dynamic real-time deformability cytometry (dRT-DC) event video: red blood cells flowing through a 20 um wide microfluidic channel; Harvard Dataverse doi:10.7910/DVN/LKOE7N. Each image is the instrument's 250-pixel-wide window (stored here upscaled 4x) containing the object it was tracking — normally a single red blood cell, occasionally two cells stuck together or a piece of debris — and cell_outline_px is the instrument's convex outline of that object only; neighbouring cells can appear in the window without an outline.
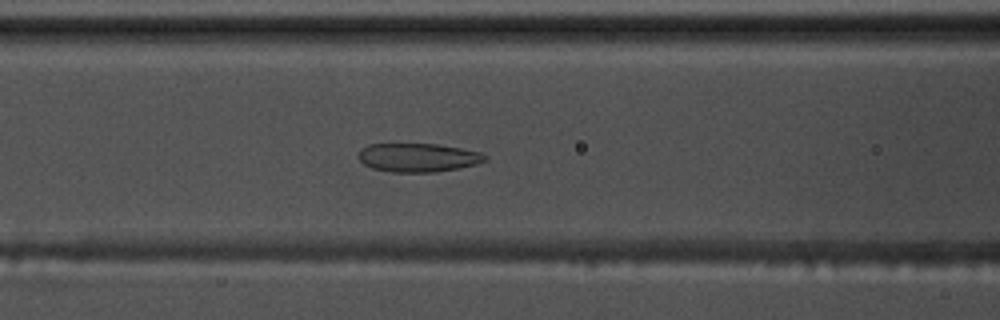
{"species": "common noctule bat (a hibernating species)", "species_latin": "Nyctalus noctula", "temperature_condition": "warm", "stored_images_in_passage": 49, "camera_frame_rate_fps": 3000, "um_per_image_px": 0.085, "animal": {"sex": "male", "body_mass_g": 17.5, "forearm_length_mm": 52.3}, "frame": {"image": 1, "passage_image": 15, "time_ms": 4.667, "image_size_px": [1000, 320], "cell_outline_px": [[488, 160], [476, 164], [460, 168], [436, 172], [392, 172], [372, 168], [364, 164], [356, 156], [360, 148], [368, 144], [436, 144], [460, 148], [480, 152], [488, 156]], "centroid_in_image_um": [35.52, 13.39], "position_along_channel_um": 131.1, "area_um2": 21.33}}
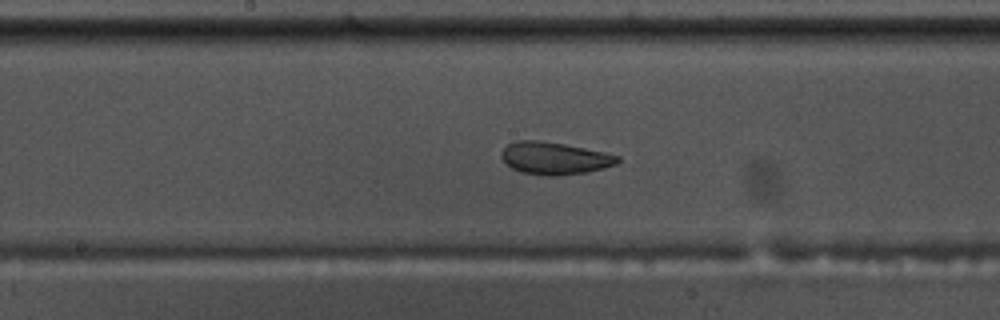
{"frame": {"image": 2, "passage_image": 21, "time_ms": 6.667, "image_size_px": [1000, 320], "cell_outline_px": [[620, 160], [616, 164], [604, 168], [588, 172], [556, 176], [548, 176], [520, 172], [512, 168], [500, 156], [500, 152], [508, 144], [516, 140], [536, 140], [564, 144], [604, 152], [620, 156]], "centroid_in_image_um": [47.13, 13.45], "position_along_channel_um": 201.1, "area_um2": 21.91}}
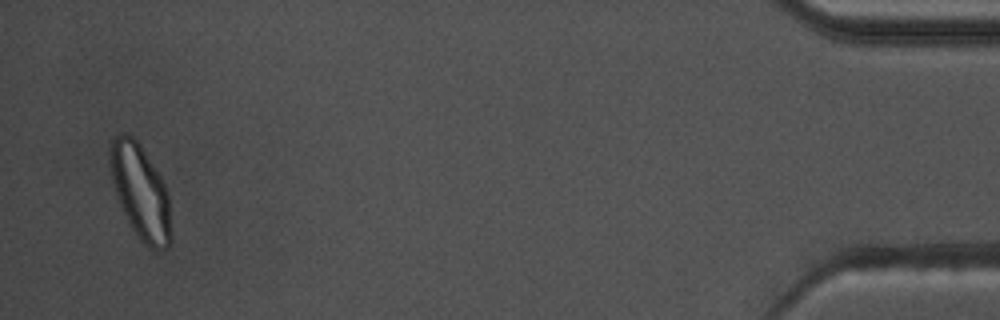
{"frame": {"image": 3, "passage_image": 47, "time_ms": 15.333, "image_size_px": [1000, 320], "cell_outline_px": [[172, 240], [168, 248], [160, 252], [148, 248], [136, 236], [116, 196], [112, 180], [108, 148], [112, 140], [116, 136], [124, 132], [132, 136], [140, 144], [160, 176], [168, 192], [172, 232]], "centroid_in_image_um": [11.96, 16.36], "position_along_channel_um": 423.2, "area_um2": 33.93}, "authors_computed_cell_mechanics": {"area_um2": 24.1026, "velocity_mm_per_s": 3.5159, "shape_relaxation_time_tau1_ms": 11.0087, "shape_relaxation_time_tau2_ms": 1.5798, "deformation_change_tau1": 0.2159, "deformation_change_tau2": 0.0812}}